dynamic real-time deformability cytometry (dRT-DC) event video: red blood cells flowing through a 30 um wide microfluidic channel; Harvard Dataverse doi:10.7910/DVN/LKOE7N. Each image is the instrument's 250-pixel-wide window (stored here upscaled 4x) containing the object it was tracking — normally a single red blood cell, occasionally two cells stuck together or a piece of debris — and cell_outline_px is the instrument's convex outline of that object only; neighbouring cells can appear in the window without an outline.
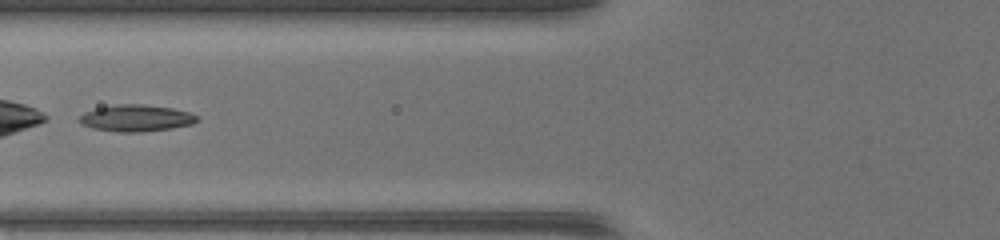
{"species": "common noctule bat (a hibernating species)", "species_latin": "Nyctalus noctula", "temperature_condition": "warm", "stored_images_in_passage": 49, "camera_frame_rate_fps": 3000, "um_per_image_px": 0.085, "animal": {"sex": "female", "body_mass_g": 17.0, "forearm_length_mm": 48.0}, "frame": {"image": 1, "passage_image": 21, "time_ms": 6.667, "image_size_px": [1000, 240], "cell_outline_px": [[200, 120], [192, 124], [172, 128], [140, 132], [120, 132], [92, 128], [80, 124], [76, 120], [84, 112], [96, 108], [112, 104], [140, 104], [172, 108], [188, 112], [200, 116]], "centroid_in_image_um": [11.55, 10.04], "position_along_channel_um": 114.2, "area_um2": 18.5}}
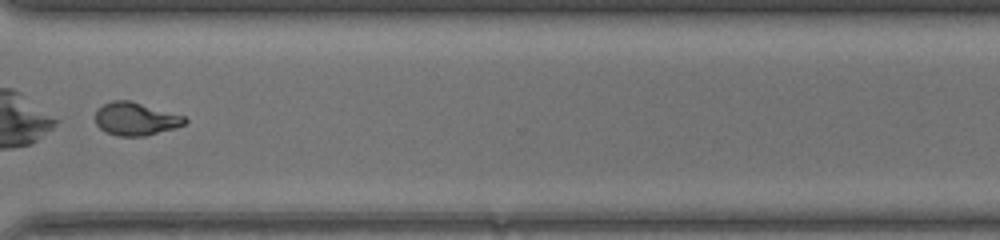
{"frame": {"image": 2, "passage_image": 38, "time_ms": 12.333, "image_size_px": [1000, 240], "cell_outline_px": [[188, 120], [184, 124], [176, 128], [144, 136], [116, 136], [100, 128], [96, 124], [96, 112], [104, 104], [112, 100], [128, 100], [184, 116]], "centroid_in_image_um": [11.54, 10.12], "position_along_channel_um": 359.1, "area_um2": 16.94}}